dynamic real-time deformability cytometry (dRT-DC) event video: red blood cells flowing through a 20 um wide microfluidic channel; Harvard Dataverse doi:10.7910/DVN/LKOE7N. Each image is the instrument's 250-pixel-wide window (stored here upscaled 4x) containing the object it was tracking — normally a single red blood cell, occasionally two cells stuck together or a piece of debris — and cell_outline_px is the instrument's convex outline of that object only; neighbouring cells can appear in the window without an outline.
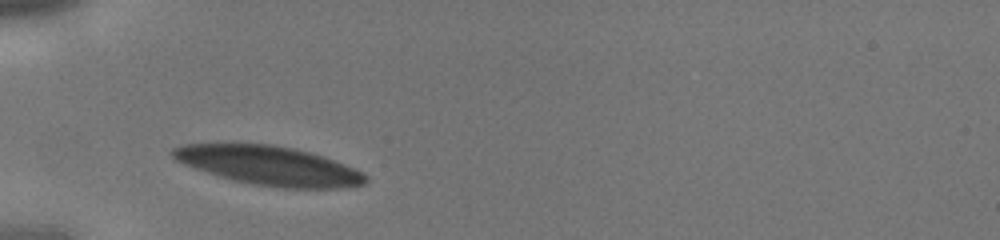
{"species": "human", "species_latin": "Homo sapiens", "temperature_condition": "cold", "stored_images_in_passage": 4, "camera_frame_rate_fps": 3000, "um_per_image_px": 0.085, "donor": {"sex": "male"}, "frame": {"image": 1, "passage_image": 1, "time_ms": 0.0, "image_size_px": [1000, 240], "cell_outline_px": [[368, 180], [364, 184], [340, 188], [280, 188], [252, 184], [220, 176], [184, 164], [176, 160], [168, 152], [172, 148], [184, 144], [236, 140], [272, 144], [292, 148], [324, 156], [344, 164], [368, 176]], "centroid_in_image_um": [22.77, 14.02], "position_along_channel_um": 62.2, "area_um2": 44.74}}
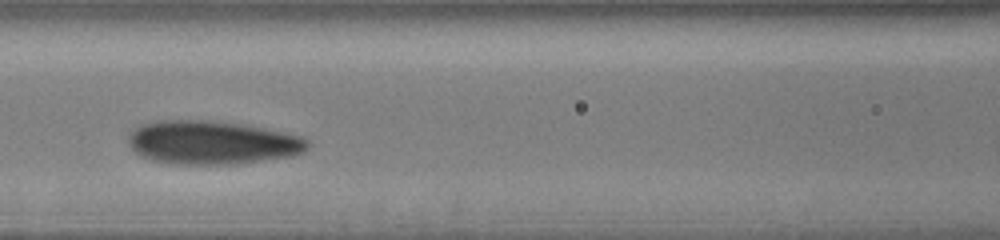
{"frame": {"image": 2, "passage_image": 3, "time_ms": 0.667, "image_size_px": [1000, 240], "cell_outline_px": [[308, 148], [304, 152], [292, 156], [236, 164], [168, 164], [152, 160], [140, 156], [128, 144], [128, 136], [136, 128], [144, 124], [160, 120], [208, 120], [244, 124], [304, 136], [308, 140]], "centroid_in_image_um": [18.05, 12.12], "position_along_channel_um": 148.6, "area_um2": 45.72}}
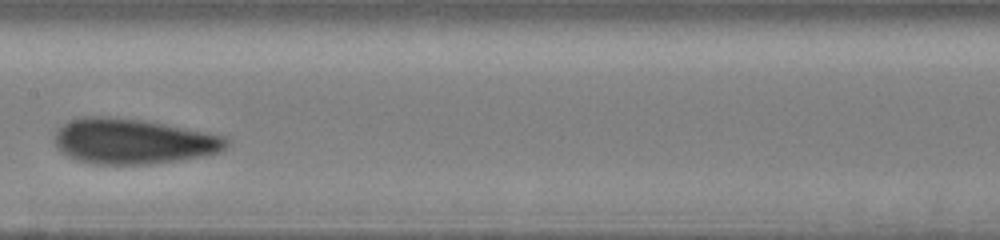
{"frame": {"image": 3, "passage_image": 4, "time_ms": 1.0, "image_size_px": [1000, 240], "cell_outline_px": [[232, 144], [220, 152], [204, 156], [152, 164], [92, 164], [76, 160], [60, 152], [56, 148], [52, 140], [56, 128], [72, 120], [84, 116], [108, 116], [140, 120], [164, 124], [208, 132], [224, 136], [232, 140]], "centroid_in_image_um": [11.3, 12.02], "position_along_channel_um": 196.1, "area_um2": 45.95}}